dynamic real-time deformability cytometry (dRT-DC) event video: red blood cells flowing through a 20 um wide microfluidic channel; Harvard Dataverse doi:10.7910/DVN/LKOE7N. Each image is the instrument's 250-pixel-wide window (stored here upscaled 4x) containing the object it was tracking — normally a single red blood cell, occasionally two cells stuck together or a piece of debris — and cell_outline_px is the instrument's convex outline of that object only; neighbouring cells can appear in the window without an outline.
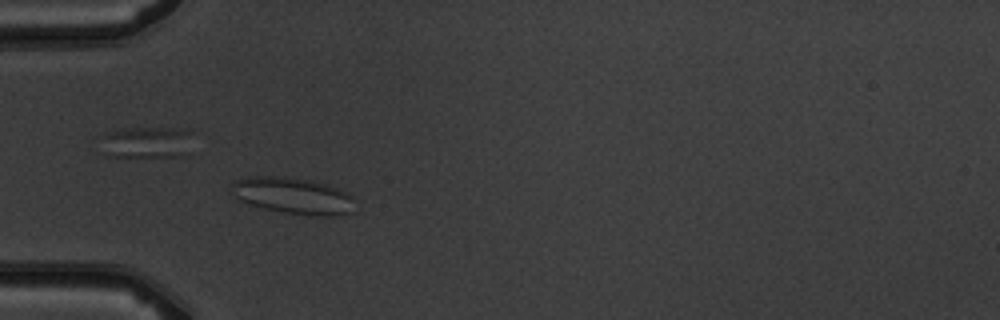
{"species": "common noctule bat (a hibernating species)", "species_latin": "Nyctalus noctula", "temperature_condition": "warm", "stored_images_in_passage": 8, "camera_frame_rate_fps": 3000, "um_per_image_px": 0.085, "animal": {"sex": "male", "body_mass_g": 19.5, "forearm_length_mm": 54.6}, "frame": {"image": 1, "passage_image": 4, "time_ms": 4.333, "image_size_px": [1000, 320], "cell_outline_px": [[352, 212], [332, 216], [320, 216], [284, 212], [264, 208], [248, 204], [236, 200], [232, 192], [232, 184], [236, 180], [248, 176], [288, 176], [312, 180], [328, 184], [352, 196]], "centroid_in_image_um": [24.85, 16.62], "position_along_channel_um": 60.1, "area_um2": 26.24}}
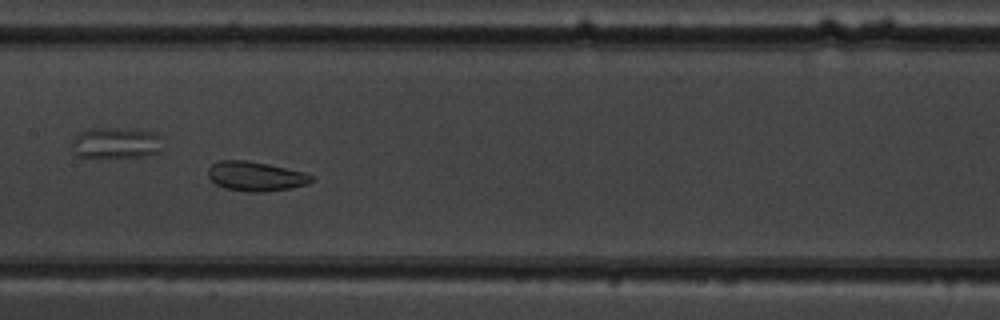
{"frame": {"image": 2, "passage_image": 7, "time_ms": 7.667, "image_size_px": [1000, 320], "cell_outline_px": [[316, 180], [308, 184], [292, 188], [264, 192], [248, 192], [224, 188], [216, 184], [208, 176], [208, 168], [212, 164], [220, 160], [248, 160], [268, 164], [304, 172], [312, 176]], "centroid_in_image_um": [21.75, 14.99], "position_along_channel_um": 185.7, "area_um2": 17.92}}
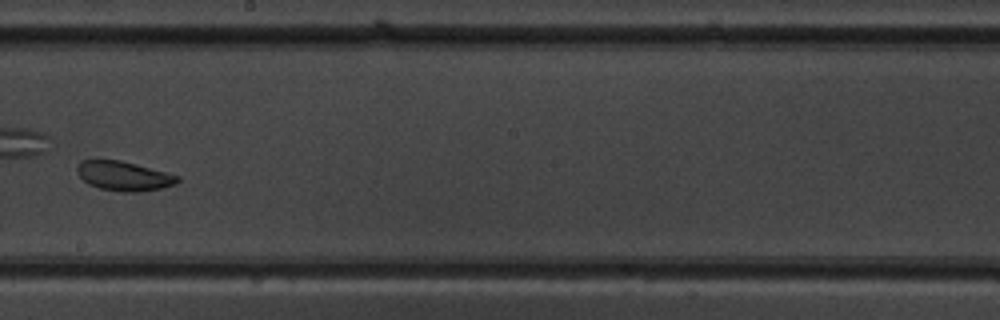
{"frame": {"image": 3, "passage_image": 8, "time_ms": 9.0, "image_size_px": [1000, 320], "cell_outline_px": [[180, 180], [176, 184], [160, 188], [140, 192], [120, 192], [100, 188], [88, 184], [76, 172], [76, 168], [80, 160], [120, 160], [136, 164], [180, 176]], "centroid_in_image_um": [10.52, 14.96], "position_along_channel_um": 237.7, "area_um2": 17.22}}